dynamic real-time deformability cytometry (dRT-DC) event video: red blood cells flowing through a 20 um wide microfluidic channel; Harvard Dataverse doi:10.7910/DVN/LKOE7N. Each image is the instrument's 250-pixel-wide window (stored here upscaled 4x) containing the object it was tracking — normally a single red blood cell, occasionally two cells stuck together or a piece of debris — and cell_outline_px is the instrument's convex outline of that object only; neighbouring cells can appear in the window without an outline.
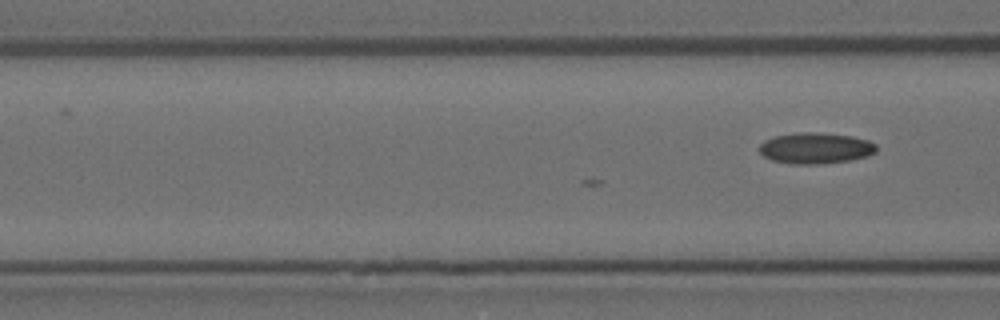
{"species": "Egyptian fruit bat (a non-hibernating species)", "species_latin": "Rousettus aegyptiacus", "temperature_condition": "room temperature", "stored_images_in_passage": 5, "camera_frame_rate_fps": 3000, "um_per_image_px": 0.085, "animal": {"sex": "female"}, "frame": {"image": 1, "passage_image": 5, "time_ms": 1.333, "image_size_px": [1000, 320], "cell_outline_px": [[876, 152], [868, 156], [852, 160], [820, 164], [792, 164], [772, 160], [764, 156], [760, 152], [760, 144], [764, 140], [772, 136], [800, 132], [812, 132], [852, 136], [868, 140], [876, 144]], "centroid_in_image_um": [69.32, 12.59], "position_along_channel_um": 97.3, "area_um2": 21.27}}